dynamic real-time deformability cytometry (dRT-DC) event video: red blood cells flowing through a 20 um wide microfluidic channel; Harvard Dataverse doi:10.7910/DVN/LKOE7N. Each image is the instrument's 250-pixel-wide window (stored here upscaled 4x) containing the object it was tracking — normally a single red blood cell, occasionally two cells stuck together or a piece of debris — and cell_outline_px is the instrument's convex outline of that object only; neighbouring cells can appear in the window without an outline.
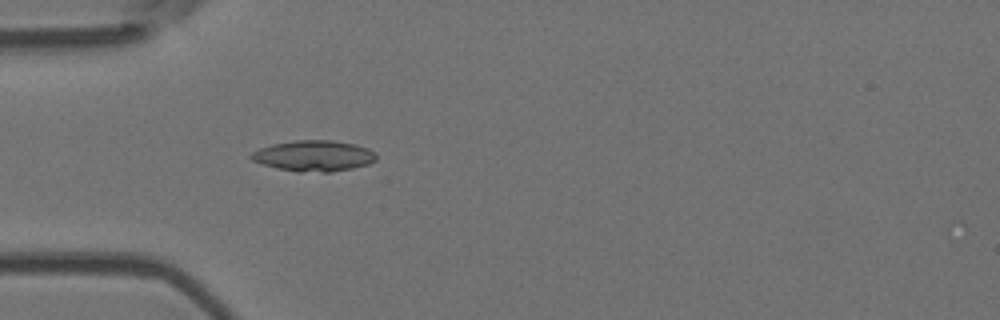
{"species": "Egyptian fruit bat (a non-hibernating species)", "species_latin": "Rousettus aegyptiacus", "temperature_condition": "room temperature", "stored_images_in_passage": 4, "camera_frame_rate_fps": 3000, "um_per_image_px": 0.085, "animal": {"sex": "female"}, "frame": {"image": 1, "passage_image": 4, "time_ms": 1.0, "image_size_px": [1000, 320], "cell_outline_px": [[376, 160], [368, 164], [352, 168], [332, 172], [296, 172], [276, 168], [252, 160], [248, 156], [252, 152], [260, 148], [272, 144], [296, 140], [332, 140], [356, 144], [368, 148], [376, 152]], "centroid_in_image_um": [26.68, 13.25], "position_along_channel_um": 58.3, "area_um2": 22.66}}